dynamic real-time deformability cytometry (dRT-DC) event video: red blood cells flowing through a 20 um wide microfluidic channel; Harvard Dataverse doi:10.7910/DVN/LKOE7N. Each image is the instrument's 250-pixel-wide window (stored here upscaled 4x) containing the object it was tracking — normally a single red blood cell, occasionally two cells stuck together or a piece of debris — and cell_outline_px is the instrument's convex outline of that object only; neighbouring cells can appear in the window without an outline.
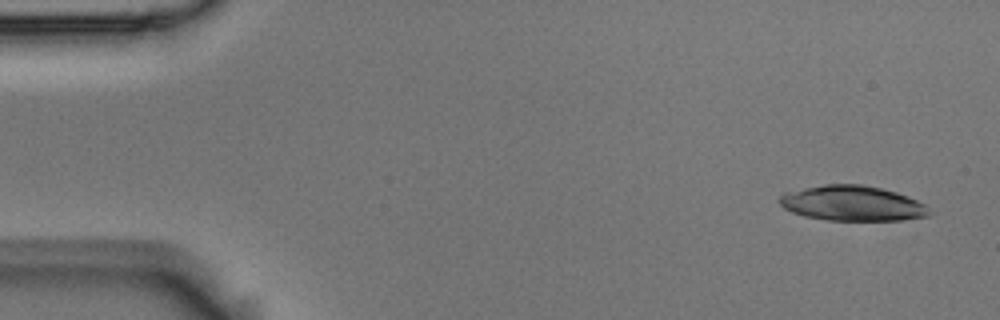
{"species": "Egyptian fruit bat (a non-hibernating species)", "species_latin": "Rousettus aegyptiacus", "temperature_condition": "room temperature", "stored_images_in_passage": 5, "camera_frame_rate_fps": 3000, "um_per_image_px": 0.085, "animal": {"sex": "male"}, "frame": {"image": 1, "passage_image": 1, "time_ms": 0.0, "image_size_px": [1000, 320], "cell_outline_px": [[932, 216], [900, 220], [828, 220], [804, 216], [792, 212], [784, 208], [780, 204], [780, 196], [784, 192], [824, 184], [864, 184], [896, 192], [908, 196], [928, 204], [932, 212]], "centroid_in_image_um": [72.51, 17.28], "position_along_channel_um": 12.5, "area_um2": 30.98}}
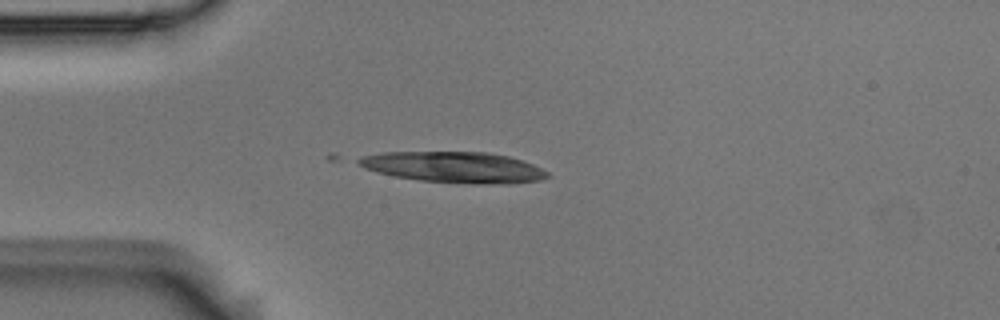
{"frame": {"image": 2, "passage_image": 4, "time_ms": 1.0, "image_size_px": [1000, 320], "cell_outline_px": [[552, 176], [540, 180], [508, 184], [472, 184], [420, 180], [392, 176], [364, 168], [348, 160], [360, 156], [384, 152], [488, 152], [508, 156], [532, 164], [548, 172]], "centroid_in_image_um": [38.52, 14.21], "position_along_channel_um": 46.5, "area_um2": 34.45}}